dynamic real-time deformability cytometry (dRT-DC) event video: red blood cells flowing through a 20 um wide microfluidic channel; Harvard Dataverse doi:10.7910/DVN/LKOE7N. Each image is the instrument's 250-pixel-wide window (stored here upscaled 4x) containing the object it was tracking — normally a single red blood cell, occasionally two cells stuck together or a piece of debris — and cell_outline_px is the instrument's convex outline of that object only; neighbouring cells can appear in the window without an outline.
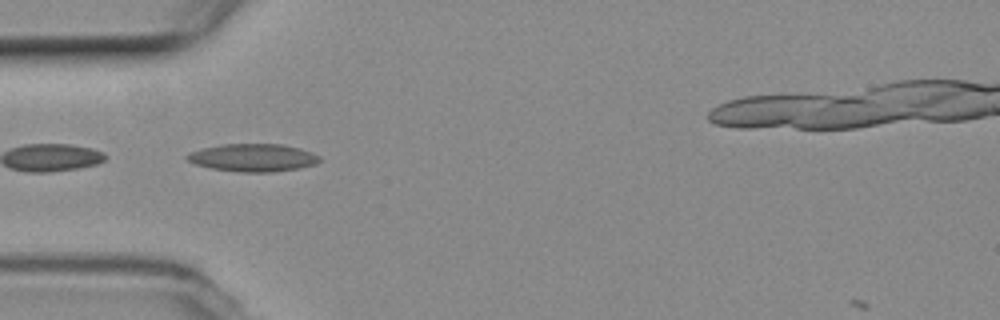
{"species": "common noctule bat (a hibernating species)", "species_latin": "Nyctalus noctula", "temperature_condition": "room temperature", "stored_images_in_passage": 12, "camera_frame_rate_fps": 3000, "um_per_image_px": 0.085, "animal": {"sex": "female", "body_mass_g": 19.3, "forearm_length_mm": 54.1}, "frame": {"image": 1, "passage_image": 5, "time_ms": 1.333, "image_size_px": [1000, 320], "cell_outline_px": [[320, 160], [316, 164], [300, 168], [272, 172], [244, 172], [212, 168], [196, 164], [188, 160], [184, 156], [188, 152], [204, 148], [224, 144], [280, 144], [300, 148], [312, 152], [320, 156]], "centroid_in_image_um": [21.53, 13.4], "position_along_channel_um": 63.5, "area_um2": 21.33}}